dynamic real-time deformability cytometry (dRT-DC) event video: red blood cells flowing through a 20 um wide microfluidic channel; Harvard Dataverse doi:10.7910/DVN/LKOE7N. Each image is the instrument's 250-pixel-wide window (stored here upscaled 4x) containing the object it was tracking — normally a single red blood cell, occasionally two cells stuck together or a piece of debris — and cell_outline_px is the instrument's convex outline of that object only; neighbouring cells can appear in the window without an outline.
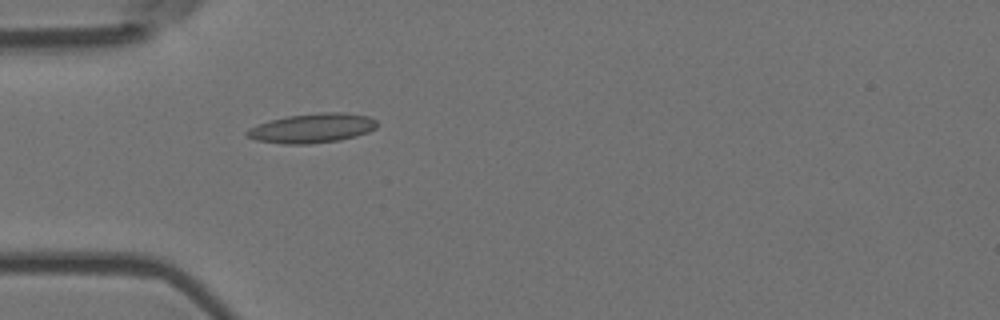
{"species": "Egyptian fruit bat (a non-hibernating species)", "species_latin": "Rousettus aegyptiacus", "temperature_condition": "room temperature", "stored_images_in_passage": 4, "camera_frame_rate_fps": 3000, "um_per_image_px": 0.085, "animal": {"sex": "female"}, "frame": {"image": 1, "passage_image": 4, "time_ms": 1.0, "image_size_px": [1000, 320], "cell_outline_px": [[376, 128], [368, 132], [356, 136], [340, 140], [308, 144], [284, 144], [256, 140], [248, 136], [244, 132], [248, 128], [272, 120], [288, 116], [320, 112], [344, 112], [368, 116], [376, 120]], "centroid_in_image_um": [26.55, 10.89], "position_along_channel_um": 58.4, "area_um2": 22.2}}